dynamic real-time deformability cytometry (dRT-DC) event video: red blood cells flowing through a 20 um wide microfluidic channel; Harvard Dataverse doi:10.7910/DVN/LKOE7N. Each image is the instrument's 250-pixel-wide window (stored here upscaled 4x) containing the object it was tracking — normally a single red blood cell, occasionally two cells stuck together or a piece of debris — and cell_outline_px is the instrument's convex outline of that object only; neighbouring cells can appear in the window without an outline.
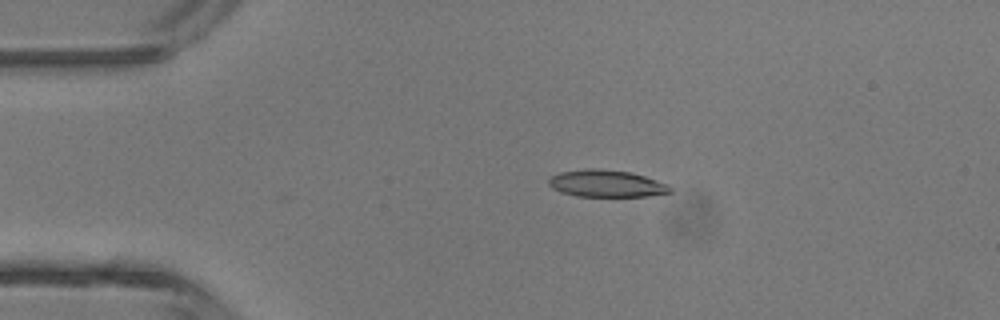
{"species": "common noctule bat (a hibernating species)", "species_latin": "Nyctalus noctula", "temperature_condition": "room temperature", "stored_images_in_passage": 2, "camera_frame_rate_fps": 3000, "um_per_image_px": 0.085, "animal": {"sex": "male", "body_mass_g": 13.3}, "frame": {"image": 1, "passage_image": 1, "time_ms": 0.0, "image_size_px": [1000, 320], "cell_outline_px": [[672, 192], [648, 196], [576, 196], [560, 192], [552, 188], [548, 184], [548, 180], [552, 176], [560, 172], [584, 168], [600, 168], [628, 172], [644, 176], [668, 184], [672, 188]], "centroid_in_image_um": [51.53, 15.6], "position_along_channel_um": 33.5, "area_um2": 19.19}}